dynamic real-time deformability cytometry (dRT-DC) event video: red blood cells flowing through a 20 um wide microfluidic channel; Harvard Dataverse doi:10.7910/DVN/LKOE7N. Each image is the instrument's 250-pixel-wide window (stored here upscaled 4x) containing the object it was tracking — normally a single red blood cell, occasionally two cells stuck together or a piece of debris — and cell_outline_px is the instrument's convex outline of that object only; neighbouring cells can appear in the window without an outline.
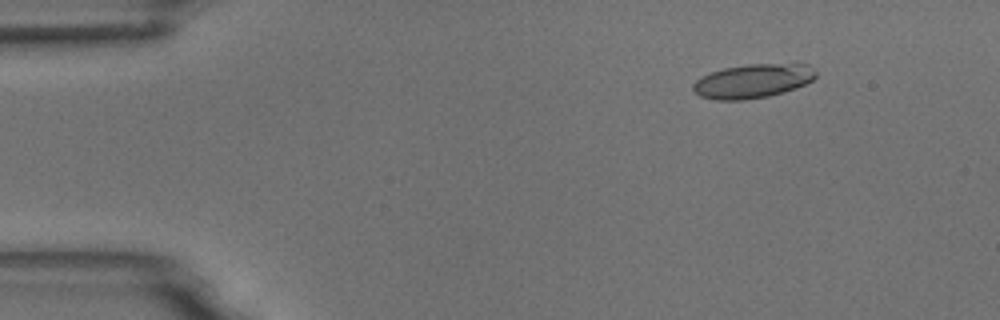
{"species": "common noctule bat (a hibernating species)", "species_latin": "Nyctalus noctula", "temperature_condition": "room temperature", "stored_images_in_passage": 4, "camera_frame_rate_fps": 3000, "um_per_image_px": 0.085, "animal": {"sex": "male", "body_mass_g": 18.8}, "frame": {"image": 1, "passage_image": 2, "time_ms": 1.333, "image_size_px": [1000, 320], "cell_outline_px": [[816, 76], [812, 80], [796, 88], [784, 92], [768, 96], [744, 100], [716, 100], [700, 96], [692, 88], [692, 84], [700, 76], [724, 68], [748, 64], [796, 60], [808, 64], [816, 72]], "centroid_in_image_um": [64.06, 6.84], "position_along_channel_um": 20.9, "area_um2": 25.14}}